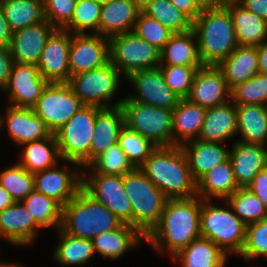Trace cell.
<instances>
[{"label": "cell", "mask_w": 267, "mask_h": 267, "mask_svg": "<svg viewBox=\"0 0 267 267\" xmlns=\"http://www.w3.org/2000/svg\"><path fill=\"white\" fill-rule=\"evenodd\" d=\"M203 199H167L158 225L146 237L154 250L169 252L171 258L190 242L201 237L200 211ZM166 250V251H165Z\"/></svg>", "instance_id": "cell-1"}, {"label": "cell", "mask_w": 267, "mask_h": 267, "mask_svg": "<svg viewBox=\"0 0 267 267\" xmlns=\"http://www.w3.org/2000/svg\"><path fill=\"white\" fill-rule=\"evenodd\" d=\"M140 169L168 199L197 195V182L181 146H157Z\"/></svg>", "instance_id": "cell-2"}, {"label": "cell", "mask_w": 267, "mask_h": 267, "mask_svg": "<svg viewBox=\"0 0 267 267\" xmlns=\"http://www.w3.org/2000/svg\"><path fill=\"white\" fill-rule=\"evenodd\" d=\"M192 30L197 38L203 65L217 66L239 46L227 8L202 10L193 22Z\"/></svg>", "instance_id": "cell-3"}, {"label": "cell", "mask_w": 267, "mask_h": 267, "mask_svg": "<svg viewBox=\"0 0 267 267\" xmlns=\"http://www.w3.org/2000/svg\"><path fill=\"white\" fill-rule=\"evenodd\" d=\"M123 222L83 188L64 207L60 228L75 237L93 239Z\"/></svg>", "instance_id": "cell-4"}, {"label": "cell", "mask_w": 267, "mask_h": 267, "mask_svg": "<svg viewBox=\"0 0 267 267\" xmlns=\"http://www.w3.org/2000/svg\"><path fill=\"white\" fill-rule=\"evenodd\" d=\"M124 187L132 206V226L146 238L158 225L168 198L140 168L124 175Z\"/></svg>", "instance_id": "cell-5"}, {"label": "cell", "mask_w": 267, "mask_h": 267, "mask_svg": "<svg viewBox=\"0 0 267 267\" xmlns=\"http://www.w3.org/2000/svg\"><path fill=\"white\" fill-rule=\"evenodd\" d=\"M229 208L213 205L210 200L202 201L200 211L201 237L214 242L229 256L230 254L240 255L246 241V224L233 212L230 206Z\"/></svg>", "instance_id": "cell-6"}, {"label": "cell", "mask_w": 267, "mask_h": 267, "mask_svg": "<svg viewBox=\"0 0 267 267\" xmlns=\"http://www.w3.org/2000/svg\"><path fill=\"white\" fill-rule=\"evenodd\" d=\"M101 107L84 105L54 135L60 156L82 168L90 164V149L94 136L96 115Z\"/></svg>", "instance_id": "cell-7"}, {"label": "cell", "mask_w": 267, "mask_h": 267, "mask_svg": "<svg viewBox=\"0 0 267 267\" xmlns=\"http://www.w3.org/2000/svg\"><path fill=\"white\" fill-rule=\"evenodd\" d=\"M121 108L125 125L156 146H173L172 109L154 107L123 98Z\"/></svg>", "instance_id": "cell-8"}, {"label": "cell", "mask_w": 267, "mask_h": 267, "mask_svg": "<svg viewBox=\"0 0 267 267\" xmlns=\"http://www.w3.org/2000/svg\"><path fill=\"white\" fill-rule=\"evenodd\" d=\"M120 71L109 61L102 67L70 76L68 84L84 105L101 108L121 106L123 99L111 104L120 86ZM108 101H111L108 103ZM110 104L112 106H110Z\"/></svg>", "instance_id": "cell-9"}, {"label": "cell", "mask_w": 267, "mask_h": 267, "mask_svg": "<svg viewBox=\"0 0 267 267\" xmlns=\"http://www.w3.org/2000/svg\"><path fill=\"white\" fill-rule=\"evenodd\" d=\"M109 54L125 78L136 70L160 66V50L133 31L109 38Z\"/></svg>", "instance_id": "cell-10"}, {"label": "cell", "mask_w": 267, "mask_h": 267, "mask_svg": "<svg viewBox=\"0 0 267 267\" xmlns=\"http://www.w3.org/2000/svg\"><path fill=\"white\" fill-rule=\"evenodd\" d=\"M83 106L67 82H57L48 83L32 109L54 134Z\"/></svg>", "instance_id": "cell-11"}, {"label": "cell", "mask_w": 267, "mask_h": 267, "mask_svg": "<svg viewBox=\"0 0 267 267\" xmlns=\"http://www.w3.org/2000/svg\"><path fill=\"white\" fill-rule=\"evenodd\" d=\"M83 172L82 188L113 212L123 223L132 226V206L124 187V176Z\"/></svg>", "instance_id": "cell-12"}, {"label": "cell", "mask_w": 267, "mask_h": 267, "mask_svg": "<svg viewBox=\"0 0 267 267\" xmlns=\"http://www.w3.org/2000/svg\"><path fill=\"white\" fill-rule=\"evenodd\" d=\"M72 170L59 166L34 173L35 190L54 199L64 207L82 189L83 168L74 162Z\"/></svg>", "instance_id": "cell-13"}, {"label": "cell", "mask_w": 267, "mask_h": 267, "mask_svg": "<svg viewBox=\"0 0 267 267\" xmlns=\"http://www.w3.org/2000/svg\"><path fill=\"white\" fill-rule=\"evenodd\" d=\"M135 88L127 98L154 107L174 109L181 100L165 83L160 66L136 70L126 77Z\"/></svg>", "instance_id": "cell-14"}, {"label": "cell", "mask_w": 267, "mask_h": 267, "mask_svg": "<svg viewBox=\"0 0 267 267\" xmlns=\"http://www.w3.org/2000/svg\"><path fill=\"white\" fill-rule=\"evenodd\" d=\"M36 65L14 63L5 92L10 106L33 108L48 85Z\"/></svg>", "instance_id": "cell-15"}, {"label": "cell", "mask_w": 267, "mask_h": 267, "mask_svg": "<svg viewBox=\"0 0 267 267\" xmlns=\"http://www.w3.org/2000/svg\"><path fill=\"white\" fill-rule=\"evenodd\" d=\"M110 61L109 38L98 34L71 33L70 75L90 71Z\"/></svg>", "instance_id": "cell-16"}, {"label": "cell", "mask_w": 267, "mask_h": 267, "mask_svg": "<svg viewBox=\"0 0 267 267\" xmlns=\"http://www.w3.org/2000/svg\"><path fill=\"white\" fill-rule=\"evenodd\" d=\"M71 33L57 28L43 49L37 67L49 83L68 82L70 78L69 51Z\"/></svg>", "instance_id": "cell-17"}, {"label": "cell", "mask_w": 267, "mask_h": 267, "mask_svg": "<svg viewBox=\"0 0 267 267\" xmlns=\"http://www.w3.org/2000/svg\"><path fill=\"white\" fill-rule=\"evenodd\" d=\"M186 99L201 107L211 108L231 100V89L217 66L204 65L196 72Z\"/></svg>", "instance_id": "cell-18"}, {"label": "cell", "mask_w": 267, "mask_h": 267, "mask_svg": "<svg viewBox=\"0 0 267 267\" xmlns=\"http://www.w3.org/2000/svg\"><path fill=\"white\" fill-rule=\"evenodd\" d=\"M57 28L47 20L13 32L10 45L14 63L36 65L45 44Z\"/></svg>", "instance_id": "cell-19"}, {"label": "cell", "mask_w": 267, "mask_h": 267, "mask_svg": "<svg viewBox=\"0 0 267 267\" xmlns=\"http://www.w3.org/2000/svg\"><path fill=\"white\" fill-rule=\"evenodd\" d=\"M40 227L21 201L0 212V239L14 246H29L36 240Z\"/></svg>", "instance_id": "cell-20"}, {"label": "cell", "mask_w": 267, "mask_h": 267, "mask_svg": "<svg viewBox=\"0 0 267 267\" xmlns=\"http://www.w3.org/2000/svg\"><path fill=\"white\" fill-rule=\"evenodd\" d=\"M6 116H0V129L6 124L9 137L17 145H24L48 137L51 132L32 108L8 106ZM6 121V122H5Z\"/></svg>", "instance_id": "cell-21"}, {"label": "cell", "mask_w": 267, "mask_h": 267, "mask_svg": "<svg viewBox=\"0 0 267 267\" xmlns=\"http://www.w3.org/2000/svg\"><path fill=\"white\" fill-rule=\"evenodd\" d=\"M229 159L239 187H247L260 170L267 167V146L237 140L232 144Z\"/></svg>", "instance_id": "cell-22"}, {"label": "cell", "mask_w": 267, "mask_h": 267, "mask_svg": "<svg viewBox=\"0 0 267 267\" xmlns=\"http://www.w3.org/2000/svg\"><path fill=\"white\" fill-rule=\"evenodd\" d=\"M140 12L133 0H109L101 6L99 35L111 38L133 31Z\"/></svg>", "instance_id": "cell-23"}, {"label": "cell", "mask_w": 267, "mask_h": 267, "mask_svg": "<svg viewBox=\"0 0 267 267\" xmlns=\"http://www.w3.org/2000/svg\"><path fill=\"white\" fill-rule=\"evenodd\" d=\"M237 134L236 105L228 102L207 108L198 140L224 143Z\"/></svg>", "instance_id": "cell-24"}, {"label": "cell", "mask_w": 267, "mask_h": 267, "mask_svg": "<svg viewBox=\"0 0 267 267\" xmlns=\"http://www.w3.org/2000/svg\"><path fill=\"white\" fill-rule=\"evenodd\" d=\"M221 144L224 143L196 139L181 145L196 182L213 167L229 159L230 151Z\"/></svg>", "instance_id": "cell-25"}, {"label": "cell", "mask_w": 267, "mask_h": 267, "mask_svg": "<svg viewBox=\"0 0 267 267\" xmlns=\"http://www.w3.org/2000/svg\"><path fill=\"white\" fill-rule=\"evenodd\" d=\"M207 108L190 102L188 99H181L173 109L172 116V137L173 146L198 139L205 119Z\"/></svg>", "instance_id": "cell-26"}, {"label": "cell", "mask_w": 267, "mask_h": 267, "mask_svg": "<svg viewBox=\"0 0 267 267\" xmlns=\"http://www.w3.org/2000/svg\"><path fill=\"white\" fill-rule=\"evenodd\" d=\"M146 238L133 226L122 223L118 228L104 232L92 239L95 253L103 258L119 259L130 248H135Z\"/></svg>", "instance_id": "cell-27"}, {"label": "cell", "mask_w": 267, "mask_h": 267, "mask_svg": "<svg viewBox=\"0 0 267 267\" xmlns=\"http://www.w3.org/2000/svg\"><path fill=\"white\" fill-rule=\"evenodd\" d=\"M124 125L121 106L102 108L98 112L90 149V163L110 146L118 143L119 134Z\"/></svg>", "instance_id": "cell-28"}, {"label": "cell", "mask_w": 267, "mask_h": 267, "mask_svg": "<svg viewBox=\"0 0 267 267\" xmlns=\"http://www.w3.org/2000/svg\"><path fill=\"white\" fill-rule=\"evenodd\" d=\"M217 67L230 89L250 80L259 72L258 46H238Z\"/></svg>", "instance_id": "cell-29"}, {"label": "cell", "mask_w": 267, "mask_h": 267, "mask_svg": "<svg viewBox=\"0 0 267 267\" xmlns=\"http://www.w3.org/2000/svg\"><path fill=\"white\" fill-rule=\"evenodd\" d=\"M239 188L232 163L228 159L213 167L197 181V196L203 200L211 201L215 198L224 201Z\"/></svg>", "instance_id": "cell-30"}, {"label": "cell", "mask_w": 267, "mask_h": 267, "mask_svg": "<svg viewBox=\"0 0 267 267\" xmlns=\"http://www.w3.org/2000/svg\"><path fill=\"white\" fill-rule=\"evenodd\" d=\"M240 142L267 146V105H236Z\"/></svg>", "instance_id": "cell-31"}, {"label": "cell", "mask_w": 267, "mask_h": 267, "mask_svg": "<svg viewBox=\"0 0 267 267\" xmlns=\"http://www.w3.org/2000/svg\"><path fill=\"white\" fill-rule=\"evenodd\" d=\"M229 255L209 239L200 237L172 257L181 267H225Z\"/></svg>", "instance_id": "cell-32"}, {"label": "cell", "mask_w": 267, "mask_h": 267, "mask_svg": "<svg viewBox=\"0 0 267 267\" xmlns=\"http://www.w3.org/2000/svg\"><path fill=\"white\" fill-rule=\"evenodd\" d=\"M160 65L204 66L193 30L173 34L160 51Z\"/></svg>", "instance_id": "cell-33"}, {"label": "cell", "mask_w": 267, "mask_h": 267, "mask_svg": "<svg viewBox=\"0 0 267 267\" xmlns=\"http://www.w3.org/2000/svg\"><path fill=\"white\" fill-rule=\"evenodd\" d=\"M239 46H259L267 42V21L248 11L242 4L227 7Z\"/></svg>", "instance_id": "cell-34"}, {"label": "cell", "mask_w": 267, "mask_h": 267, "mask_svg": "<svg viewBox=\"0 0 267 267\" xmlns=\"http://www.w3.org/2000/svg\"><path fill=\"white\" fill-rule=\"evenodd\" d=\"M18 162L30 173H37L57 165L62 158L54 134L48 137L26 143Z\"/></svg>", "instance_id": "cell-35"}, {"label": "cell", "mask_w": 267, "mask_h": 267, "mask_svg": "<svg viewBox=\"0 0 267 267\" xmlns=\"http://www.w3.org/2000/svg\"><path fill=\"white\" fill-rule=\"evenodd\" d=\"M0 5L13 32L46 20L43 0H0Z\"/></svg>", "instance_id": "cell-36"}, {"label": "cell", "mask_w": 267, "mask_h": 267, "mask_svg": "<svg viewBox=\"0 0 267 267\" xmlns=\"http://www.w3.org/2000/svg\"><path fill=\"white\" fill-rule=\"evenodd\" d=\"M57 232L60 242L53 253L57 263L63 266L84 265L94 257L95 252L91 239L72 236L61 228L57 229Z\"/></svg>", "instance_id": "cell-37"}, {"label": "cell", "mask_w": 267, "mask_h": 267, "mask_svg": "<svg viewBox=\"0 0 267 267\" xmlns=\"http://www.w3.org/2000/svg\"><path fill=\"white\" fill-rule=\"evenodd\" d=\"M40 228L59 229L62 222V206L54 199L35 189L21 201Z\"/></svg>", "instance_id": "cell-38"}, {"label": "cell", "mask_w": 267, "mask_h": 267, "mask_svg": "<svg viewBox=\"0 0 267 267\" xmlns=\"http://www.w3.org/2000/svg\"><path fill=\"white\" fill-rule=\"evenodd\" d=\"M141 11L159 21L174 34L192 30L193 22L169 0H152Z\"/></svg>", "instance_id": "cell-39"}, {"label": "cell", "mask_w": 267, "mask_h": 267, "mask_svg": "<svg viewBox=\"0 0 267 267\" xmlns=\"http://www.w3.org/2000/svg\"><path fill=\"white\" fill-rule=\"evenodd\" d=\"M224 202L246 225L259 222L267 217V207L247 187H240Z\"/></svg>", "instance_id": "cell-40"}, {"label": "cell", "mask_w": 267, "mask_h": 267, "mask_svg": "<svg viewBox=\"0 0 267 267\" xmlns=\"http://www.w3.org/2000/svg\"><path fill=\"white\" fill-rule=\"evenodd\" d=\"M85 168H91L90 173L116 176H124L135 169L118 143L110 146L83 170Z\"/></svg>", "instance_id": "cell-41"}, {"label": "cell", "mask_w": 267, "mask_h": 267, "mask_svg": "<svg viewBox=\"0 0 267 267\" xmlns=\"http://www.w3.org/2000/svg\"><path fill=\"white\" fill-rule=\"evenodd\" d=\"M118 144L135 168H140L157 147L146 137L126 125L120 131Z\"/></svg>", "instance_id": "cell-42"}, {"label": "cell", "mask_w": 267, "mask_h": 267, "mask_svg": "<svg viewBox=\"0 0 267 267\" xmlns=\"http://www.w3.org/2000/svg\"><path fill=\"white\" fill-rule=\"evenodd\" d=\"M0 184L15 202L25 199L34 189V174L18 163L0 172Z\"/></svg>", "instance_id": "cell-43"}, {"label": "cell", "mask_w": 267, "mask_h": 267, "mask_svg": "<svg viewBox=\"0 0 267 267\" xmlns=\"http://www.w3.org/2000/svg\"><path fill=\"white\" fill-rule=\"evenodd\" d=\"M101 6L92 0H77L73 17L63 29L70 33H87L90 29L99 35Z\"/></svg>", "instance_id": "cell-44"}, {"label": "cell", "mask_w": 267, "mask_h": 267, "mask_svg": "<svg viewBox=\"0 0 267 267\" xmlns=\"http://www.w3.org/2000/svg\"><path fill=\"white\" fill-rule=\"evenodd\" d=\"M231 101L235 105H267V74L258 72L250 80L233 87Z\"/></svg>", "instance_id": "cell-45"}, {"label": "cell", "mask_w": 267, "mask_h": 267, "mask_svg": "<svg viewBox=\"0 0 267 267\" xmlns=\"http://www.w3.org/2000/svg\"><path fill=\"white\" fill-rule=\"evenodd\" d=\"M202 66L160 65L165 83L180 98L188 97L196 72Z\"/></svg>", "instance_id": "cell-46"}, {"label": "cell", "mask_w": 267, "mask_h": 267, "mask_svg": "<svg viewBox=\"0 0 267 267\" xmlns=\"http://www.w3.org/2000/svg\"><path fill=\"white\" fill-rule=\"evenodd\" d=\"M240 256L247 263L256 257H267V217L246 225V241Z\"/></svg>", "instance_id": "cell-47"}, {"label": "cell", "mask_w": 267, "mask_h": 267, "mask_svg": "<svg viewBox=\"0 0 267 267\" xmlns=\"http://www.w3.org/2000/svg\"><path fill=\"white\" fill-rule=\"evenodd\" d=\"M133 32L157 47L160 51L174 34L159 21L147 16L142 11L138 15Z\"/></svg>", "instance_id": "cell-48"}, {"label": "cell", "mask_w": 267, "mask_h": 267, "mask_svg": "<svg viewBox=\"0 0 267 267\" xmlns=\"http://www.w3.org/2000/svg\"><path fill=\"white\" fill-rule=\"evenodd\" d=\"M45 19L63 29L72 19L77 0H43Z\"/></svg>", "instance_id": "cell-49"}, {"label": "cell", "mask_w": 267, "mask_h": 267, "mask_svg": "<svg viewBox=\"0 0 267 267\" xmlns=\"http://www.w3.org/2000/svg\"><path fill=\"white\" fill-rule=\"evenodd\" d=\"M247 188L257 195L267 207V167L260 170Z\"/></svg>", "instance_id": "cell-50"}, {"label": "cell", "mask_w": 267, "mask_h": 267, "mask_svg": "<svg viewBox=\"0 0 267 267\" xmlns=\"http://www.w3.org/2000/svg\"><path fill=\"white\" fill-rule=\"evenodd\" d=\"M13 64L10 47L0 46V87L2 89L8 82Z\"/></svg>", "instance_id": "cell-51"}, {"label": "cell", "mask_w": 267, "mask_h": 267, "mask_svg": "<svg viewBox=\"0 0 267 267\" xmlns=\"http://www.w3.org/2000/svg\"><path fill=\"white\" fill-rule=\"evenodd\" d=\"M179 11L184 13L192 22L201 13V9L194 0H169Z\"/></svg>", "instance_id": "cell-52"}, {"label": "cell", "mask_w": 267, "mask_h": 267, "mask_svg": "<svg viewBox=\"0 0 267 267\" xmlns=\"http://www.w3.org/2000/svg\"><path fill=\"white\" fill-rule=\"evenodd\" d=\"M13 31L6 21L3 9L0 5V46L10 47L12 41Z\"/></svg>", "instance_id": "cell-53"}, {"label": "cell", "mask_w": 267, "mask_h": 267, "mask_svg": "<svg viewBox=\"0 0 267 267\" xmlns=\"http://www.w3.org/2000/svg\"><path fill=\"white\" fill-rule=\"evenodd\" d=\"M242 5L248 11L267 21V0H244Z\"/></svg>", "instance_id": "cell-54"}, {"label": "cell", "mask_w": 267, "mask_h": 267, "mask_svg": "<svg viewBox=\"0 0 267 267\" xmlns=\"http://www.w3.org/2000/svg\"><path fill=\"white\" fill-rule=\"evenodd\" d=\"M259 72L267 74V42L258 46Z\"/></svg>", "instance_id": "cell-55"}, {"label": "cell", "mask_w": 267, "mask_h": 267, "mask_svg": "<svg viewBox=\"0 0 267 267\" xmlns=\"http://www.w3.org/2000/svg\"><path fill=\"white\" fill-rule=\"evenodd\" d=\"M15 200L10 193L0 184V212L13 205Z\"/></svg>", "instance_id": "cell-56"}, {"label": "cell", "mask_w": 267, "mask_h": 267, "mask_svg": "<svg viewBox=\"0 0 267 267\" xmlns=\"http://www.w3.org/2000/svg\"><path fill=\"white\" fill-rule=\"evenodd\" d=\"M201 10L217 8V0H194Z\"/></svg>", "instance_id": "cell-57"}, {"label": "cell", "mask_w": 267, "mask_h": 267, "mask_svg": "<svg viewBox=\"0 0 267 267\" xmlns=\"http://www.w3.org/2000/svg\"><path fill=\"white\" fill-rule=\"evenodd\" d=\"M244 0H217V8H227L232 5L242 4Z\"/></svg>", "instance_id": "cell-58"}, {"label": "cell", "mask_w": 267, "mask_h": 267, "mask_svg": "<svg viewBox=\"0 0 267 267\" xmlns=\"http://www.w3.org/2000/svg\"><path fill=\"white\" fill-rule=\"evenodd\" d=\"M0 267H23V265L17 264V263H11V262H0Z\"/></svg>", "instance_id": "cell-59"}, {"label": "cell", "mask_w": 267, "mask_h": 267, "mask_svg": "<svg viewBox=\"0 0 267 267\" xmlns=\"http://www.w3.org/2000/svg\"><path fill=\"white\" fill-rule=\"evenodd\" d=\"M135 4L142 9L144 6H146L150 1L152 0H133Z\"/></svg>", "instance_id": "cell-60"}, {"label": "cell", "mask_w": 267, "mask_h": 267, "mask_svg": "<svg viewBox=\"0 0 267 267\" xmlns=\"http://www.w3.org/2000/svg\"><path fill=\"white\" fill-rule=\"evenodd\" d=\"M92 1L102 5V4H105L106 2H108L109 0H92Z\"/></svg>", "instance_id": "cell-61"}]
</instances>
